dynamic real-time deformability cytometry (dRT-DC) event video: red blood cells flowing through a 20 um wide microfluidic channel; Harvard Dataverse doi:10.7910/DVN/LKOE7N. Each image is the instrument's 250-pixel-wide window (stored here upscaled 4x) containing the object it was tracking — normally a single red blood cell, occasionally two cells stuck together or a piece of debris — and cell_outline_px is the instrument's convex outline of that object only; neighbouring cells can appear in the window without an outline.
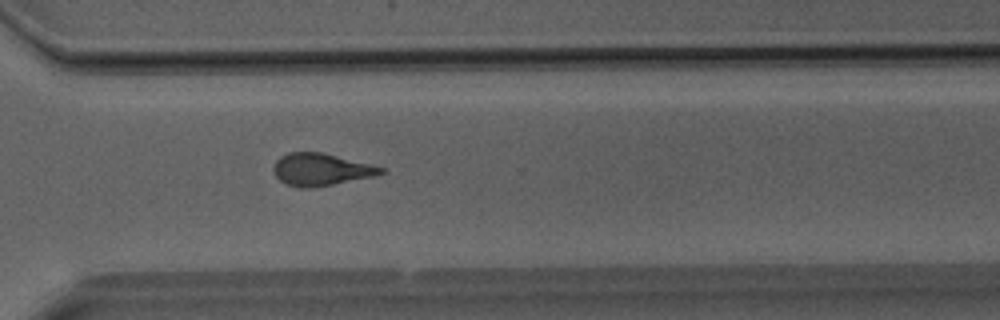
{"species": "Egyptian fruit bat (a non-hibernating species)", "species_latin": "Rousettus aegyptiacus", "temperature_condition": "room temperature", "stored_images_in_passage": 29, "camera_frame_rate_fps": 3000, "um_per_image_px": 0.085, "animal": {"sex": "male"}, "frame": {"image": 1, "passage_image": 19, "time_ms": 6.0, "image_size_px": [1000, 320], "cell_outline_px": [[384, 172], [372, 176], [312, 188], [300, 188], [284, 184], [272, 172], [272, 168], [276, 160], [280, 156], [288, 152], [320, 152], [372, 164], [384, 168]], "centroid_in_image_um": [27.21, 14.4], "position_along_channel_um": 343.4, "area_um2": 20.11}}
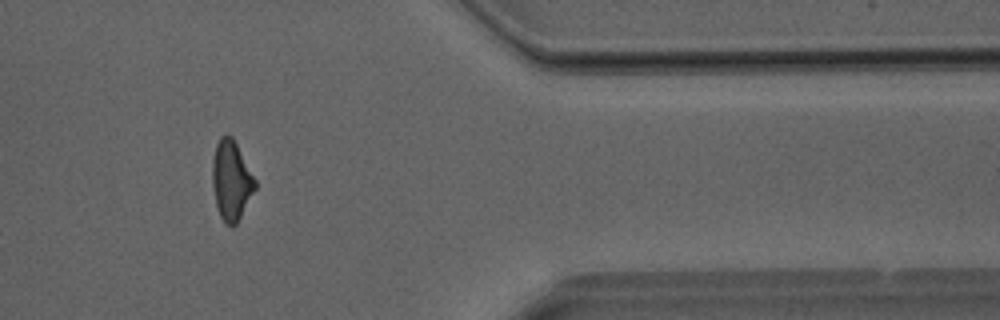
{"frame": {"image": 2, "passage_image": 23, "time_ms": 7.333, "image_size_px": [1000, 320], "cell_outline_px": [[256, 188], [236, 224], [232, 228], [224, 224], [220, 216], [216, 204], [212, 184], [212, 160], [216, 144], [220, 136], [224, 132], [228, 132], [232, 136], [256, 180]], "centroid_in_image_um": [19.64, 15.31], "position_along_channel_um": 391.8, "area_um2": 20.0}}
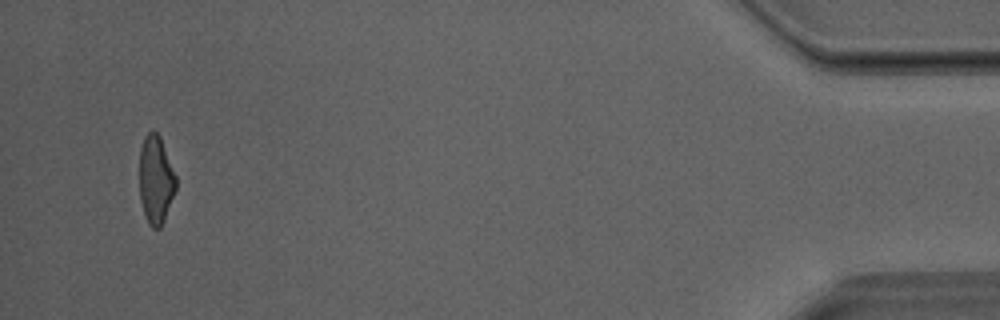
{"frame": {"image": 3, "passage_image": 28, "time_ms": 9.0, "image_size_px": [1000, 320], "cell_outline_px": [[176, 192], [164, 220], [160, 228], [152, 228], [148, 224], [144, 216], [140, 200], [140, 148], [144, 136], [148, 132], [156, 132], [160, 136], [176, 176]], "centroid_in_image_um": [13.24, 15.31], "position_along_channel_um": 422.0, "area_um2": 18.9}}